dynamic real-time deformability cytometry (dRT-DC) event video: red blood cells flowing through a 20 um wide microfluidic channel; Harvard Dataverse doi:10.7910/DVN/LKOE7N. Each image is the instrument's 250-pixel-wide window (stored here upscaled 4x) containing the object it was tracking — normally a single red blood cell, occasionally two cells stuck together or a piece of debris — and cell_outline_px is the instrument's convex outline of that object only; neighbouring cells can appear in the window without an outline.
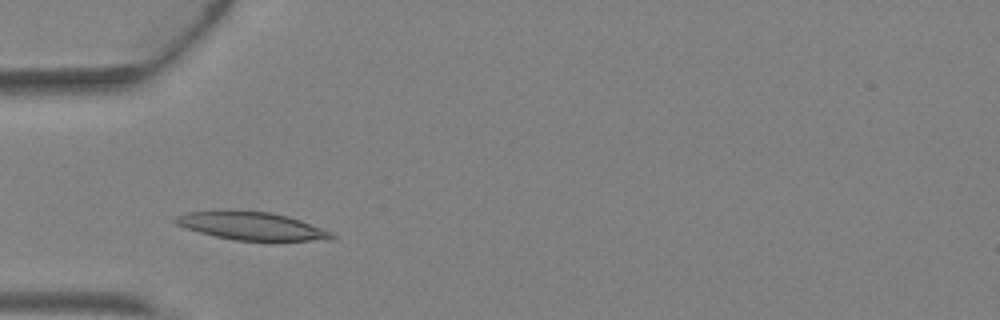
{"species": "Egyptian fruit bat (a non-hibernating species)", "species_latin": "Rousettus aegyptiacus", "temperature_condition": "warm", "stored_images_in_passage": 2, "camera_frame_rate_fps": 3000, "um_per_image_px": 0.085, "animal": {"sex": "female"}, "frame": {"image": 1, "passage_image": 1, "time_ms": 0.0, "image_size_px": [1000, 320], "cell_outline_px": [[336, 236], [332, 240], [232, 240], [200, 232], [176, 224], [172, 220], [176, 216], [188, 212], [232, 208], [272, 212], [288, 216], [300, 220], [332, 232]], "centroid_in_image_um": [21.36, 19.17], "position_along_channel_um": 63.6, "area_um2": 25.84}}
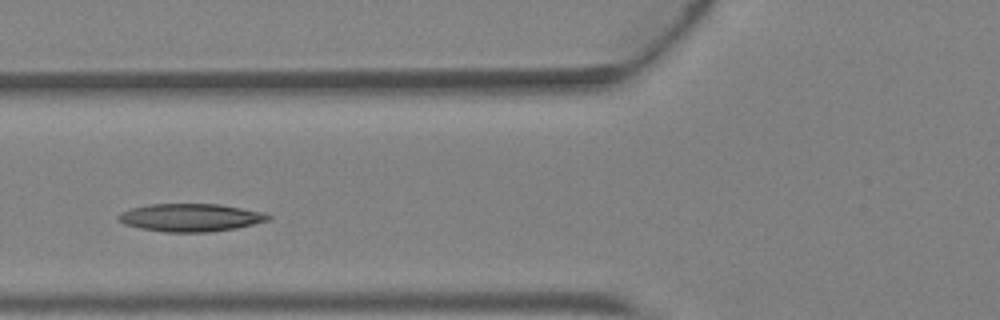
{"frame": {"image": 2, "passage_image": 2, "time_ms": 0.333, "image_size_px": [1000, 320], "cell_outline_px": [[272, 216], [268, 220], [236, 228], [212, 232], [164, 232], [140, 228], [124, 224], [116, 220], [116, 216], [120, 212], [132, 208], [148, 204], [220, 204], [260, 212]], "centroid_in_image_um": [16.12, 18.49], "position_along_channel_um": 109.7, "area_um2": 24.28}}